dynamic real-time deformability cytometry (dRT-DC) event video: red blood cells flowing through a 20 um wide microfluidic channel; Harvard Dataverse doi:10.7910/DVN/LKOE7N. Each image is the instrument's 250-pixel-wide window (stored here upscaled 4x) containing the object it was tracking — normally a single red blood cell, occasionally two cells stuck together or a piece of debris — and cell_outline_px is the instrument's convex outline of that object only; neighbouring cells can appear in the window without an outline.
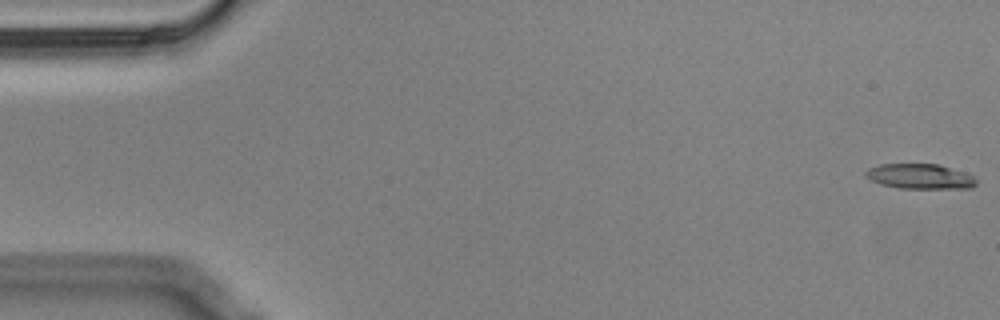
{"species": "Egyptian fruit bat (a non-hibernating species)", "species_latin": "Rousettus aegyptiacus", "temperature_condition": "cold", "stored_images_in_passage": 57, "camera_frame_rate_fps": 3000, "um_per_image_px": 0.085, "animal": {"sex": "male"}, "frame": {"image": 1, "passage_image": 1, "time_ms": 0.0, "image_size_px": [1000, 320], "cell_outline_px": [[976, 184], [972, 188], [896, 188], [880, 184], [864, 176], [864, 172], [868, 168], [880, 164], [936, 164], [964, 172], [972, 176], [976, 180]], "centroid_in_image_um": [78.15, 15.0], "position_along_channel_um": 6.9, "area_um2": 16.07}}
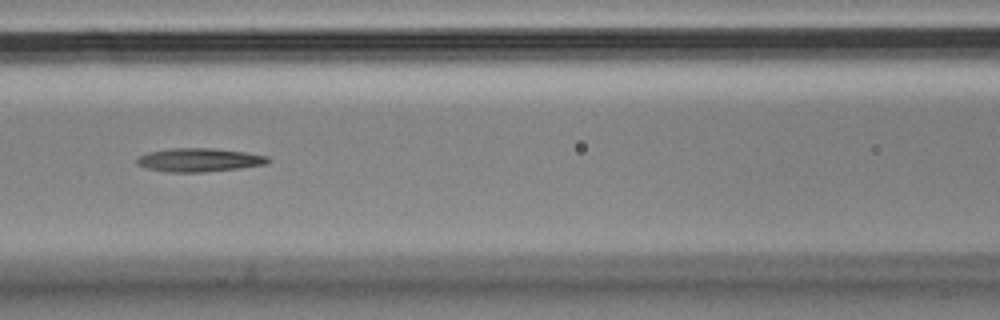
{"frame": {"image": 2, "passage_image": 25, "time_ms": 8.0, "image_size_px": [1000, 320], "cell_outline_px": [[272, 160], [268, 164], [240, 168], [204, 172], [168, 172], [148, 168], [136, 164], [136, 160], [140, 156], [148, 152], [172, 148], [208, 148], [244, 152], [268, 156]], "centroid_in_image_um": [16.96, 13.6], "position_along_channel_um": 149.6, "area_um2": 17.92}}
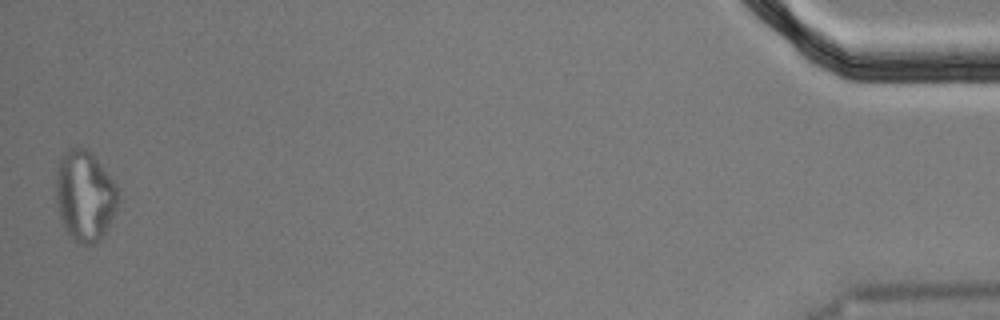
{"frame": {"image": 3, "passage_image": 57, "time_ms": 18.667, "image_size_px": [1000, 320], "cell_outline_px": [[120, 196], [116, 208], [104, 232], [92, 244], [84, 244], [76, 240], [68, 232], [60, 216], [56, 200], [56, 172], [60, 156], [68, 148], [84, 148], [96, 160], [116, 184], [120, 192]], "centroid_in_image_um": [7.19, 16.6], "position_along_channel_um": 428.0, "area_um2": 31.96}}